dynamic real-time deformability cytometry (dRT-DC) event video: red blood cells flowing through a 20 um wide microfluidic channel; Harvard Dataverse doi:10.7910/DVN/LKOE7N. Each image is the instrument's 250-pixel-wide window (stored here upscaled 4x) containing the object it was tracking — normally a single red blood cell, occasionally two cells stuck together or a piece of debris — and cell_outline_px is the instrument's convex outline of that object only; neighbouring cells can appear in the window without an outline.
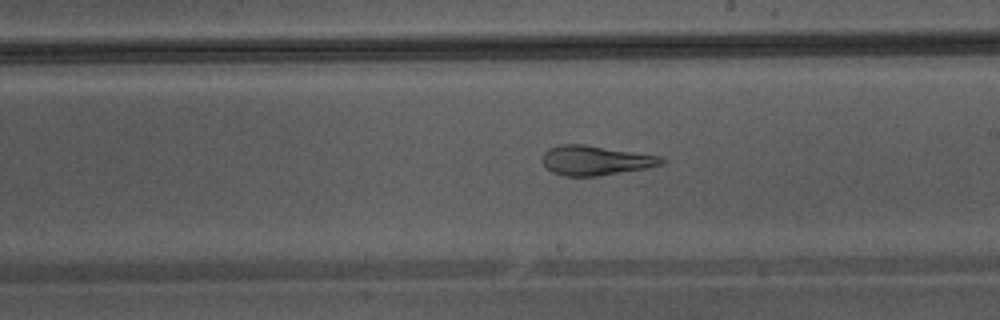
{"species": "Egyptian fruit bat (a non-hibernating species)", "species_latin": "Rousettus aegyptiacus", "temperature_condition": "warm", "stored_images_in_passage": 35, "camera_frame_rate_fps": 3000, "um_per_image_px": 0.085, "animal": {"sex": "male"}, "frame": {"image": 1, "passage_image": 16, "time_ms": 5.0, "image_size_px": [1000, 320], "cell_outline_px": [[668, 160], [664, 164], [648, 168], [596, 176], [564, 176], [552, 172], [540, 160], [540, 156], [548, 148], [556, 144], [584, 144], [660, 156]], "centroid_in_image_um": [50.6, 13.62], "position_along_channel_um": 238.4, "area_um2": 20.81}}